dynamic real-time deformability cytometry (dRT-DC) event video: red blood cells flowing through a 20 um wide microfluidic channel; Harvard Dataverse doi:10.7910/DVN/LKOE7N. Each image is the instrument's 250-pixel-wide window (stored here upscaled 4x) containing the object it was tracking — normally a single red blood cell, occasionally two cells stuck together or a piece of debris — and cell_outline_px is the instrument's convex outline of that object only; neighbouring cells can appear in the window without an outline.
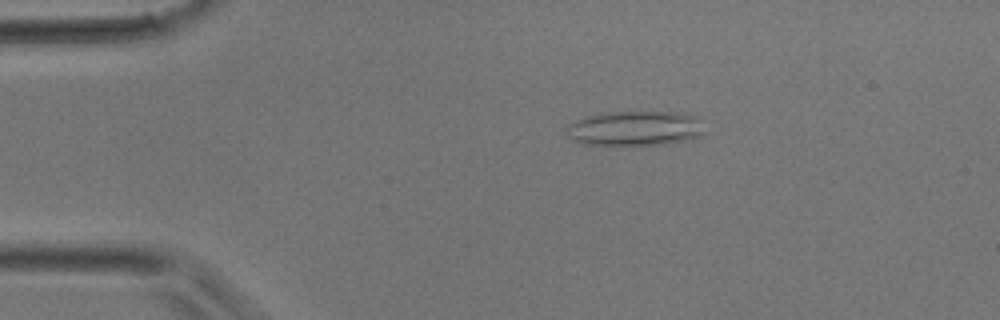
{"species": "common noctule bat (a hibernating species)", "species_latin": "Nyctalus noctula", "temperature_condition": "room temperature", "stored_images_in_passage": 34, "camera_frame_rate_fps": 3000, "um_per_image_px": 0.085, "animal": {"sex": "male", "body_mass_g": 17.9}, "frame": {"image": 1, "passage_image": 2, "time_ms": 0.333, "image_size_px": [1000, 320], "cell_outline_px": [[708, 132], [700, 136], [684, 140], [664, 144], [584, 144], [572, 140], [564, 132], [564, 128], [568, 124], [576, 120], [588, 116], [604, 112], [680, 112], [700, 116]], "centroid_in_image_um": [54.03, 10.89], "position_along_channel_um": 31.0, "area_um2": 28.38}}
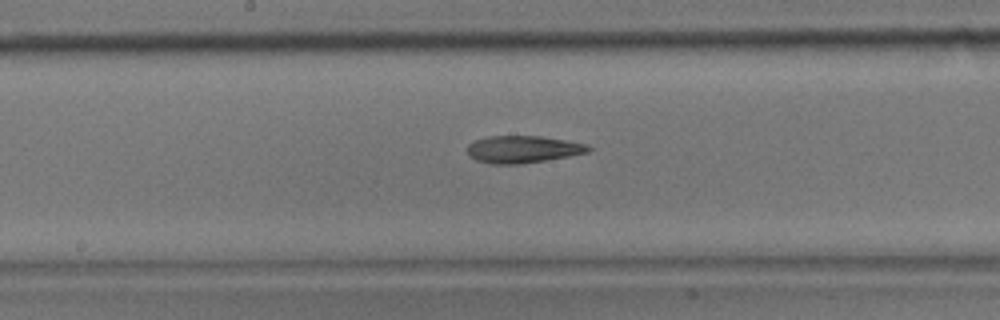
{"frame": {"image": 2, "passage_image": 15, "time_ms": 4.667, "image_size_px": [1000, 320], "cell_outline_px": [[592, 148], [588, 152], [568, 156], [520, 164], [488, 164], [476, 160], [468, 152], [468, 144], [476, 140], [488, 136], [540, 136], [588, 144]], "centroid_in_image_um": [44.44, 12.69], "position_along_channel_um": 203.8, "area_um2": 19.02}}
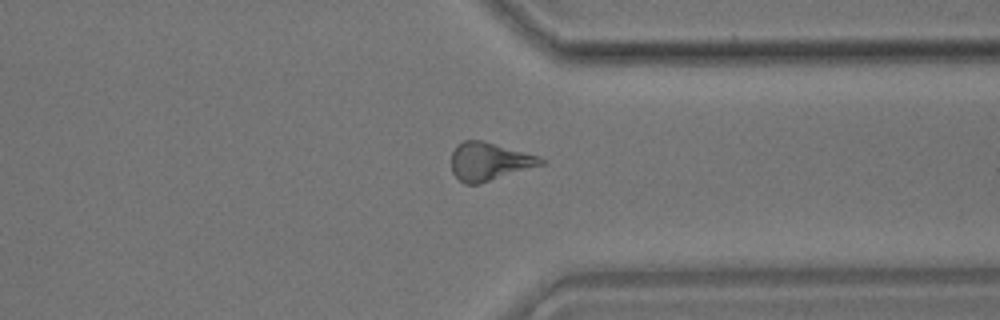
{"frame": {"image": 3, "passage_image": 25, "time_ms": 8.0, "image_size_px": [1000, 320], "cell_outline_px": [[548, 160], [544, 164], [480, 184], [464, 184], [452, 172], [452, 152], [456, 144], [464, 140], [480, 140], [536, 156]], "centroid_in_image_um": [41.56, 13.74], "position_along_channel_um": 369.8, "area_um2": 19.59}}